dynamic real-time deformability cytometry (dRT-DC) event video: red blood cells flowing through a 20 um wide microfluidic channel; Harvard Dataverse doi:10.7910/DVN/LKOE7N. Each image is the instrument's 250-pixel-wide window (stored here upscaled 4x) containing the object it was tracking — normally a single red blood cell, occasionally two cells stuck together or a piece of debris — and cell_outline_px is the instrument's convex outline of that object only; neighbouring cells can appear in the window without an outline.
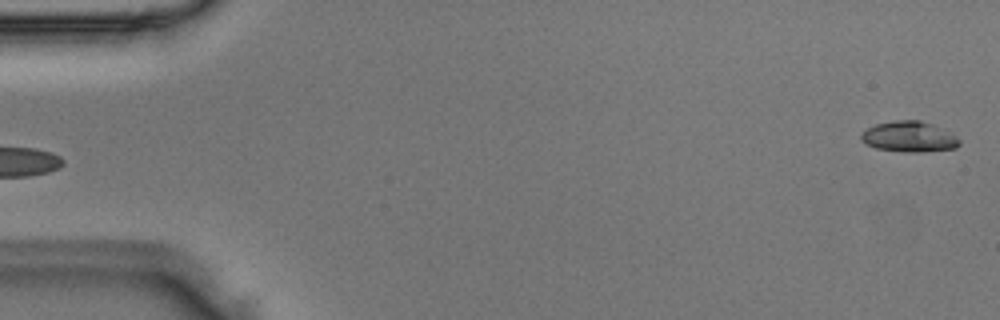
{"species": "Egyptian fruit bat (a non-hibernating species)", "species_latin": "Rousettus aegyptiacus", "temperature_condition": "room temperature", "stored_images_in_passage": 3, "segment_of_instrument_passage": [2, 2], "camera_frame_rate_fps": 3000, "um_per_image_px": 0.085, "animal": {"sex": "male"}, "frame": {"image": 1, "passage_image": 3, "time_ms": 0.667, "image_size_px": [1000, 320], "cell_outline_px": [[960, 144], [956, 148], [920, 152], [904, 152], [876, 148], [864, 144], [860, 140], [860, 136], [868, 128], [876, 124], [896, 120], [920, 120], [932, 124], [956, 136], [960, 140]], "centroid_in_image_um": [77.26, 11.63], "position_along_channel_um": 7.7, "area_um2": 17.46}}